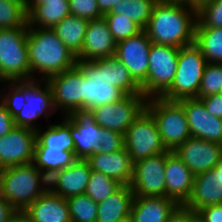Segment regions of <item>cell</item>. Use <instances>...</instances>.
<instances>
[{
	"label": "cell",
	"instance_id": "obj_19",
	"mask_svg": "<svg viewBox=\"0 0 222 222\" xmlns=\"http://www.w3.org/2000/svg\"><path fill=\"white\" fill-rule=\"evenodd\" d=\"M222 204L221 168L213 169L195 175L192 191L182 208L197 212L209 205Z\"/></svg>",
	"mask_w": 222,
	"mask_h": 222
},
{
	"label": "cell",
	"instance_id": "obj_33",
	"mask_svg": "<svg viewBox=\"0 0 222 222\" xmlns=\"http://www.w3.org/2000/svg\"><path fill=\"white\" fill-rule=\"evenodd\" d=\"M71 222H96L98 203L86 194L67 198Z\"/></svg>",
	"mask_w": 222,
	"mask_h": 222
},
{
	"label": "cell",
	"instance_id": "obj_26",
	"mask_svg": "<svg viewBox=\"0 0 222 222\" xmlns=\"http://www.w3.org/2000/svg\"><path fill=\"white\" fill-rule=\"evenodd\" d=\"M134 198L130 185H122L113 194L98 203L96 222H125L130 218Z\"/></svg>",
	"mask_w": 222,
	"mask_h": 222
},
{
	"label": "cell",
	"instance_id": "obj_37",
	"mask_svg": "<svg viewBox=\"0 0 222 222\" xmlns=\"http://www.w3.org/2000/svg\"><path fill=\"white\" fill-rule=\"evenodd\" d=\"M222 27V0H209L197 7L195 28Z\"/></svg>",
	"mask_w": 222,
	"mask_h": 222
},
{
	"label": "cell",
	"instance_id": "obj_53",
	"mask_svg": "<svg viewBox=\"0 0 222 222\" xmlns=\"http://www.w3.org/2000/svg\"><path fill=\"white\" fill-rule=\"evenodd\" d=\"M158 1H180L184 3V0H158Z\"/></svg>",
	"mask_w": 222,
	"mask_h": 222
},
{
	"label": "cell",
	"instance_id": "obj_38",
	"mask_svg": "<svg viewBox=\"0 0 222 222\" xmlns=\"http://www.w3.org/2000/svg\"><path fill=\"white\" fill-rule=\"evenodd\" d=\"M103 17L116 42L135 36L143 30L134 21L124 16L105 14Z\"/></svg>",
	"mask_w": 222,
	"mask_h": 222
},
{
	"label": "cell",
	"instance_id": "obj_31",
	"mask_svg": "<svg viewBox=\"0 0 222 222\" xmlns=\"http://www.w3.org/2000/svg\"><path fill=\"white\" fill-rule=\"evenodd\" d=\"M194 44L208 63H222V27L195 28Z\"/></svg>",
	"mask_w": 222,
	"mask_h": 222
},
{
	"label": "cell",
	"instance_id": "obj_39",
	"mask_svg": "<svg viewBox=\"0 0 222 222\" xmlns=\"http://www.w3.org/2000/svg\"><path fill=\"white\" fill-rule=\"evenodd\" d=\"M222 92V63H207L197 98H203Z\"/></svg>",
	"mask_w": 222,
	"mask_h": 222
},
{
	"label": "cell",
	"instance_id": "obj_49",
	"mask_svg": "<svg viewBox=\"0 0 222 222\" xmlns=\"http://www.w3.org/2000/svg\"><path fill=\"white\" fill-rule=\"evenodd\" d=\"M47 0H28V12L36 5L39 3H43Z\"/></svg>",
	"mask_w": 222,
	"mask_h": 222
},
{
	"label": "cell",
	"instance_id": "obj_12",
	"mask_svg": "<svg viewBox=\"0 0 222 222\" xmlns=\"http://www.w3.org/2000/svg\"><path fill=\"white\" fill-rule=\"evenodd\" d=\"M71 122L74 154L77 159H88L104 146L103 128L95 122L94 114L88 109H76L65 115Z\"/></svg>",
	"mask_w": 222,
	"mask_h": 222
},
{
	"label": "cell",
	"instance_id": "obj_52",
	"mask_svg": "<svg viewBox=\"0 0 222 222\" xmlns=\"http://www.w3.org/2000/svg\"><path fill=\"white\" fill-rule=\"evenodd\" d=\"M217 165L221 168V180H222V160Z\"/></svg>",
	"mask_w": 222,
	"mask_h": 222
},
{
	"label": "cell",
	"instance_id": "obj_1",
	"mask_svg": "<svg viewBox=\"0 0 222 222\" xmlns=\"http://www.w3.org/2000/svg\"><path fill=\"white\" fill-rule=\"evenodd\" d=\"M83 70V109L113 104L126 95H143L141 86L117 58L78 60Z\"/></svg>",
	"mask_w": 222,
	"mask_h": 222
},
{
	"label": "cell",
	"instance_id": "obj_13",
	"mask_svg": "<svg viewBox=\"0 0 222 222\" xmlns=\"http://www.w3.org/2000/svg\"><path fill=\"white\" fill-rule=\"evenodd\" d=\"M47 82L52 89L55 111L59 110L61 116L83 109V70L78 65L50 76Z\"/></svg>",
	"mask_w": 222,
	"mask_h": 222
},
{
	"label": "cell",
	"instance_id": "obj_9",
	"mask_svg": "<svg viewBox=\"0 0 222 222\" xmlns=\"http://www.w3.org/2000/svg\"><path fill=\"white\" fill-rule=\"evenodd\" d=\"M124 144L133 163L168 151L161 139L156 120L147 109L126 130Z\"/></svg>",
	"mask_w": 222,
	"mask_h": 222
},
{
	"label": "cell",
	"instance_id": "obj_4",
	"mask_svg": "<svg viewBox=\"0 0 222 222\" xmlns=\"http://www.w3.org/2000/svg\"><path fill=\"white\" fill-rule=\"evenodd\" d=\"M48 189V178L32 162L0 169V195L17 210H25Z\"/></svg>",
	"mask_w": 222,
	"mask_h": 222
},
{
	"label": "cell",
	"instance_id": "obj_41",
	"mask_svg": "<svg viewBox=\"0 0 222 222\" xmlns=\"http://www.w3.org/2000/svg\"><path fill=\"white\" fill-rule=\"evenodd\" d=\"M103 134L104 146H101L99 152L108 154L123 149L125 147L123 134L106 128H103Z\"/></svg>",
	"mask_w": 222,
	"mask_h": 222
},
{
	"label": "cell",
	"instance_id": "obj_43",
	"mask_svg": "<svg viewBox=\"0 0 222 222\" xmlns=\"http://www.w3.org/2000/svg\"><path fill=\"white\" fill-rule=\"evenodd\" d=\"M200 99L211 115L222 119V92Z\"/></svg>",
	"mask_w": 222,
	"mask_h": 222
},
{
	"label": "cell",
	"instance_id": "obj_47",
	"mask_svg": "<svg viewBox=\"0 0 222 222\" xmlns=\"http://www.w3.org/2000/svg\"><path fill=\"white\" fill-rule=\"evenodd\" d=\"M121 0H97L98 7L103 15L109 13Z\"/></svg>",
	"mask_w": 222,
	"mask_h": 222
},
{
	"label": "cell",
	"instance_id": "obj_34",
	"mask_svg": "<svg viewBox=\"0 0 222 222\" xmlns=\"http://www.w3.org/2000/svg\"><path fill=\"white\" fill-rule=\"evenodd\" d=\"M122 184L104 175L101 172L92 170L85 193L91 197L95 202L99 203L108 196L118 190Z\"/></svg>",
	"mask_w": 222,
	"mask_h": 222
},
{
	"label": "cell",
	"instance_id": "obj_29",
	"mask_svg": "<svg viewBox=\"0 0 222 222\" xmlns=\"http://www.w3.org/2000/svg\"><path fill=\"white\" fill-rule=\"evenodd\" d=\"M88 20L68 15L52 29L64 45L76 56L82 51Z\"/></svg>",
	"mask_w": 222,
	"mask_h": 222
},
{
	"label": "cell",
	"instance_id": "obj_7",
	"mask_svg": "<svg viewBox=\"0 0 222 222\" xmlns=\"http://www.w3.org/2000/svg\"><path fill=\"white\" fill-rule=\"evenodd\" d=\"M207 63L195 44L181 47L175 78L171 87L161 97L172 101L197 98Z\"/></svg>",
	"mask_w": 222,
	"mask_h": 222
},
{
	"label": "cell",
	"instance_id": "obj_20",
	"mask_svg": "<svg viewBox=\"0 0 222 222\" xmlns=\"http://www.w3.org/2000/svg\"><path fill=\"white\" fill-rule=\"evenodd\" d=\"M117 42L111 34L104 17L90 20L77 60L93 61L115 57Z\"/></svg>",
	"mask_w": 222,
	"mask_h": 222
},
{
	"label": "cell",
	"instance_id": "obj_44",
	"mask_svg": "<svg viewBox=\"0 0 222 222\" xmlns=\"http://www.w3.org/2000/svg\"><path fill=\"white\" fill-rule=\"evenodd\" d=\"M15 127L14 118L0 102V137L9 133Z\"/></svg>",
	"mask_w": 222,
	"mask_h": 222
},
{
	"label": "cell",
	"instance_id": "obj_24",
	"mask_svg": "<svg viewBox=\"0 0 222 222\" xmlns=\"http://www.w3.org/2000/svg\"><path fill=\"white\" fill-rule=\"evenodd\" d=\"M91 170L101 172L122 185H130L133 178L134 163L125 147L113 153L96 152L86 159Z\"/></svg>",
	"mask_w": 222,
	"mask_h": 222
},
{
	"label": "cell",
	"instance_id": "obj_18",
	"mask_svg": "<svg viewBox=\"0 0 222 222\" xmlns=\"http://www.w3.org/2000/svg\"><path fill=\"white\" fill-rule=\"evenodd\" d=\"M179 102L184 108L191 137L222 145V119L211 115L199 98H187Z\"/></svg>",
	"mask_w": 222,
	"mask_h": 222
},
{
	"label": "cell",
	"instance_id": "obj_35",
	"mask_svg": "<svg viewBox=\"0 0 222 222\" xmlns=\"http://www.w3.org/2000/svg\"><path fill=\"white\" fill-rule=\"evenodd\" d=\"M0 89V102L14 118L22 110L25 102L24 80L3 81Z\"/></svg>",
	"mask_w": 222,
	"mask_h": 222
},
{
	"label": "cell",
	"instance_id": "obj_21",
	"mask_svg": "<svg viewBox=\"0 0 222 222\" xmlns=\"http://www.w3.org/2000/svg\"><path fill=\"white\" fill-rule=\"evenodd\" d=\"M87 160L78 159L71 166L56 172L49 180V190L65 199L84 194L91 175Z\"/></svg>",
	"mask_w": 222,
	"mask_h": 222
},
{
	"label": "cell",
	"instance_id": "obj_27",
	"mask_svg": "<svg viewBox=\"0 0 222 222\" xmlns=\"http://www.w3.org/2000/svg\"><path fill=\"white\" fill-rule=\"evenodd\" d=\"M59 123H49L46 129L36 130L35 149H62L74 151V140L71 135V122L62 116Z\"/></svg>",
	"mask_w": 222,
	"mask_h": 222
},
{
	"label": "cell",
	"instance_id": "obj_30",
	"mask_svg": "<svg viewBox=\"0 0 222 222\" xmlns=\"http://www.w3.org/2000/svg\"><path fill=\"white\" fill-rule=\"evenodd\" d=\"M78 160L74 151L62 149H34L33 165L48 179L56 172L71 166Z\"/></svg>",
	"mask_w": 222,
	"mask_h": 222
},
{
	"label": "cell",
	"instance_id": "obj_46",
	"mask_svg": "<svg viewBox=\"0 0 222 222\" xmlns=\"http://www.w3.org/2000/svg\"><path fill=\"white\" fill-rule=\"evenodd\" d=\"M16 211L17 209L0 195V222H11L12 216Z\"/></svg>",
	"mask_w": 222,
	"mask_h": 222
},
{
	"label": "cell",
	"instance_id": "obj_42",
	"mask_svg": "<svg viewBox=\"0 0 222 222\" xmlns=\"http://www.w3.org/2000/svg\"><path fill=\"white\" fill-rule=\"evenodd\" d=\"M196 214L200 222H222V204L203 207Z\"/></svg>",
	"mask_w": 222,
	"mask_h": 222
},
{
	"label": "cell",
	"instance_id": "obj_2",
	"mask_svg": "<svg viewBox=\"0 0 222 222\" xmlns=\"http://www.w3.org/2000/svg\"><path fill=\"white\" fill-rule=\"evenodd\" d=\"M197 7L180 1H157L143 29L152 43L185 47L195 42Z\"/></svg>",
	"mask_w": 222,
	"mask_h": 222
},
{
	"label": "cell",
	"instance_id": "obj_45",
	"mask_svg": "<svg viewBox=\"0 0 222 222\" xmlns=\"http://www.w3.org/2000/svg\"><path fill=\"white\" fill-rule=\"evenodd\" d=\"M169 222H200L196 212L180 207L170 218Z\"/></svg>",
	"mask_w": 222,
	"mask_h": 222
},
{
	"label": "cell",
	"instance_id": "obj_25",
	"mask_svg": "<svg viewBox=\"0 0 222 222\" xmlns=\"http://www.w3.org/2000/svg\"><path fill=\"white\" fill-rule=\"evenodd\" d=\"M25 210L35 222H71L67 199L49 189Z\"/></svg>",
	"mask_w": 222,
	"mask_h": 222
},
{
	"label": "cell",
	"instance_id": "obj_51",
	"mask_svg": "<svg viewBox=\"0 0 222 222\" xmlns=\"http://www.w3.org/2000/svg\"><path fill=\"white\" fill-rule=\"evenodd\" d=\"M12 1L21 4L27 10L28 13V0H12Z\"/></svg>",
	"mask_w": 222,
	"mask_h": 222
},
{
	"label": "cell",
	"instance_id": "obj_48",
	"mask_svg": "<svg viewBox=\"0 0 222 222\" xmlns=\"http://www.w3.org/2000/svg\"><path fill=\"white\" fill-rule=\"evenodd\" d=\"M11 222H35L26 210H17L11 219Z\"/></svg>",
	"mask_w": 222,
	"mask_h": 222
},
{
	"label": "cell",
	"instance_id": "obj_28",
	"mask_svg": "<svg viewBox=\"0 0 222 222\" xmlns=\"http://www.w3.org/2000/svg\"><path fill=\"white\" fill-rule=\"evenodd\" d=\"M71 15L68 0H47L28 12V27L53 28Z\"/></svg>",
	"mask_w": 222,
	"mask_h": 222
},
{
	"label": "cell",
	"instance_id": "obj_32",
	"mask_svg": "<svg viewBox=\"0 0 222 222\" xmlns=\"http://www.w3.org/2000/svg\"><path fill=\"white\" fill-rule=\"evenodd\" d=\"M158 0H121L109 13L124 16L144 29Z\"/></svg>",
	"mask_w": 222,
	"mask_h": 222
},
{
	"label": "cell",
	"instance_id": "obj_5",
	"mask_svg": "<svg viewBox=\"0 0 222 222\" xmlns=\"http://www.w3.org/2000/svg\"><path fill=\"white\" fill-rule=\"evenodd\" d=\"M29 27L0 29V78L2 81L31 80L27 47Z\"/></svg>",
	"mask_w": 222,
	"mask_h": 222
},
{
	"label": "cell",
	"instance_id": "obj_22",
	"mask_svg": "<svg viewBox=\"0 0 222 222\" xmlns=\"http://www.w3.org/2000/svg\"><path fill=\"white\" fill-rule=\"evenodd\" d=\"M165 175L166 197L182 206L191 194L195 175L174 151L169 150L166 152Z\"/></svg>",
	"mask_w": 222,
	"mask_h": 222
},
{
	"label": "cell",
	"instance_id": "obj_6",
	"mask_svg": "<svg viewBox=\"0 0 222 222\" xmlns=\"http://www.w3.org/2000/svg\"><path fill=\"white\" fill-rule=\"evenodd\" d=\"M146 109L155 118L167 150L174 151L191 137L184 108L179 101L152 97L147 99Z\"/></svg>",
	"mask_w": 222,
	"mask_h": 222
},
{
	"label": "cell",
	"instance_id": "obj_50",
	"mask_svg": "<svg viewBox=\"0 0 222 222\" xmlns=\"http://www.w3.org/2000/svg\"><path fill=\"white\" fill-rule=\"evenodd\" d=\"M204 1L207 0H184V3L198 7Z\"/></svg>",
	"mask_w": 222,
	"mask_h": 222
},
{
	"label": "cell",
	"instance_id": "obj_16",
	"mask_svg": "<svg viewBox=\"0 0 222 222\" xmlns=\"http://www.w3.org/2000/svg\"><path fill=\"white\" fill-rule=\"evenodd\" d=\"M36 144V130L15 127L0 137V169L31 163Z\"/></svg>",
	"mask_w": 222,
	"mask_h": 222
},
{
	"label": "cell",
	"instance_id": "obj_14",
	"mask_svg": "<svg viewBox=\"0 0 222 222\" xmlns=\"http://www.w3.org/2000/svg\"><path fill=\"white\" fill-rule=\"evenodd\" d=\"M165 164L166 152L134 163L133 178L130 184L134 197H166Z\"/></svg>",
	"mask_w": 222,
	"mask_h": 222
},
{
	"label": "cell",
	"instance_id": "obj_8",
	"mask_svg": "<svg viewBox=\"0 0 222 222\" xmlns=\"http://www.w3.org/2000/svg\"><path fill=\"white\" fill-rule=\"evenodd\" d=\"M179 49L168 45L151 44L148 76L140 85L142 94L147 99L161 97L171 87L177 70Z\"/></svg>",
	"mask_w": 222,
	"mask_h": 222
},
{
	"label": "cell",
	"instance_id": "obj_10",
	"mask_svg": "<svg viewBox=\"0 0 222 222\" xmlns=\"http://www.w3.org/2000/svg\"><path fill=\"white\" fill-rule=\"evenodd\" d=\"M25 102L22 110L14 117L17 127H26L38 130L40 124L36 123L40 117L48 119L56 113L53 105L52 89L47 80H24Z\"/></svg>",
	"mask_w": 222,
	"mask_h": 222
},
{
	"label": "cell",
	"instance_id": "obj_23",
	"mask_svg": "<svg viewBox=\"0 0 222 222\" xmlns=\"http://www.w3.org/2000/svg\"><path fill=\"white\" fill-rule=\"evenodd\" d=\"M181 206L171 198L156 196L134 197L130 222H169Z\"/></svg>",
	"mask_w": 222,
	"mask_h": 222
},
{
	"label": "cell",
	"instance_id": "obj_15",
	"mask_svg": "<svg viewBox=\"0 0 222 222\" xmlns=\"http://www.w3.org/2000/svg\"><path fill=\"white\" fill-rule=\"evenodd\" d=\"M151 44L152 42L144 30L135 36L117 42L115 58L128 68L131 76L139 85L148 76Z\"/></svg>",
	"mask_w": 222,
	"mask_h": 222
},
{
	"label": "cell",
	"instance_id": "obj_11",
	"mask_svg": "<svg viewBox=\"0 0 222 222\" xmlns=\"http://www.w3.org/2000/svg\"><path fill=\"white\" fill-rule=\"evenodd\" d=\"M144 95H126L113 104L101 105L92 109L95 122L102 128L125 134L130 125L146 109Z\"/></svg>",
	"mask_w": 222,
	"mask_h": 222
},
{
	"label": "cell",
	"instance_id": "obj_17",
	"mask_svg": "<svg viewBox=\"0 0 222 222\" xmlns=\"http://www.w3.org/2000/svg\"><path fill=\"white\" fill-rule=\"evenodd\" d=\"M194 175L213 169L222 160V145L196 137L188 138L174 150Z\"/></svg>",
	"mask_w": 222,
	"mask_h": 222
},
{
	"label": "cell",
	"instance_id": "obj_3",
	"mask_svg": "<svg viewBox=\"0 0 222 222\" xmlns=\"http://www.w3.org/2000/svg\"><path fill=\"white\" fill-rule=\"evenodd\" d=\"M27 47L32 79L47 80L78 63L52 28L29 27Z\"/></svg>",
	"mask_w": 222,
	"mask_h": 222
},
{
	"label": "cell",
	"instance_id": "obj_40",
	"mask_svg": "<svg viewBox=\"0 0 222 222\" xmlns=\"http://www.w3.org/2000/svg\"><path fill=\"white\" fill-rule=\"evenodd\" d=\"M71 15L78 16L88 21L103 17L97 0H68Z\"/></svg>",
	"mask_w": 222,
	"mask_h": 222
},
{
	"label": "cell",
	"instance_id": "obj_36",
	"mask_svg": "<svg viewBox=\"0 0 222 222\" xmlns=\"http://www.w3.org/2000/svg\"><path fill=\"white\" fill-rule=\"evenodd\" d=\"M28 27L27 10L12 0H0V29Z\"/></svg>",
	"mask_w": 222,
	"mask_h": 222
}]
</instances>
